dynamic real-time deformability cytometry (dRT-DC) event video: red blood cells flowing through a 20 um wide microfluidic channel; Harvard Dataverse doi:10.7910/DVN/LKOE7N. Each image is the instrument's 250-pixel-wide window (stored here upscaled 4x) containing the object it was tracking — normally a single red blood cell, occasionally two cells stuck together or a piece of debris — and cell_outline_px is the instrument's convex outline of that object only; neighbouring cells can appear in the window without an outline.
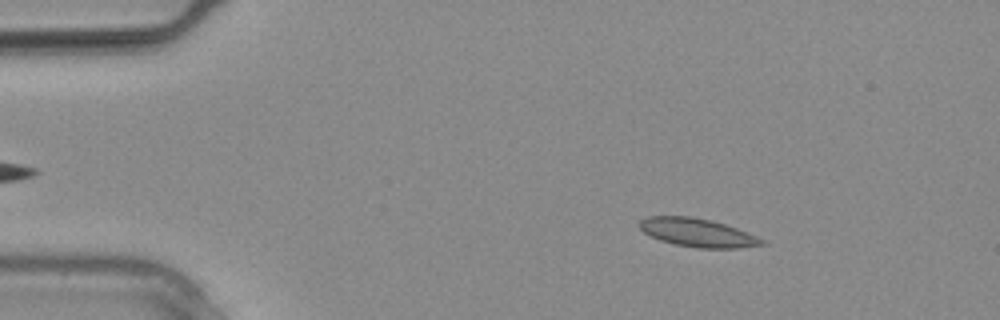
{"species": "common noctule bat (a hibernating species)", "species_latin": "Nyctalus noctula", "temperature_condition": "warm", "stored_images_in_passage": 9, "camera_frame_rate_fps": 3000, "um_per_image_px": 0.085, "animal": {"sex": "male", "body_mass_g": 20.4}, "frame": {"image": 1, "passage_image": 4, "time_ms": 1.0, "image_size_px": [1000, 320], "cell_outline_px": [[764, 244], [740, 248], [696, 248], [676, 244], [660, 240], [644, 232], [636, 224], [640, 220], [648, 216], [692, 216], [712, 220], [736, 228], [756, 236], [764, 240]], "centroid_in_image_um": [59.25, 19.76], "position_along_channel_um": 25.7, "area_um2": 20.17}}
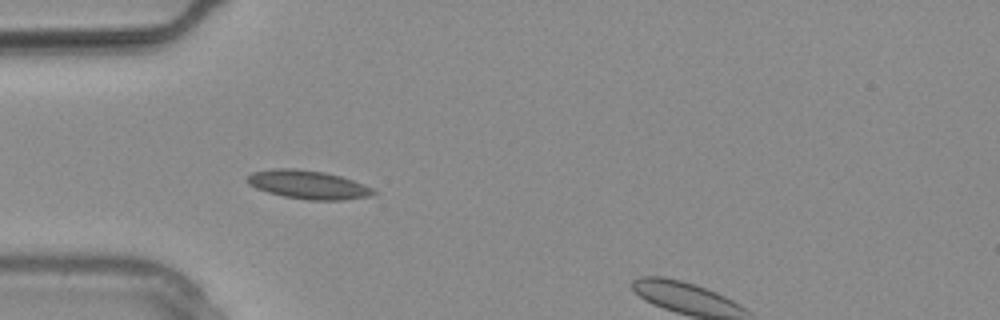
{"frame": {"image": 2, "passage_image": 8, "time_ms": 2.333, "image_size_px": [1000, 320], "cell_outline_px": [[376, 192], [368, 196], [344, 200], [308, 200], [284, 196], [268, 192], [256, 188], [248, 184], [248, 176], [252, 172], [272, 168], [296, 168], [324, 172], [340, 176], [364, 184], [372, 188]], "centroid_in_image_um": [26.17, 15.69], "position_along_channel_um": 58.8, "area_um2": 20.87}}